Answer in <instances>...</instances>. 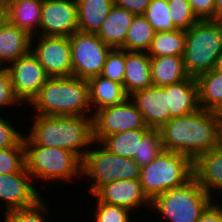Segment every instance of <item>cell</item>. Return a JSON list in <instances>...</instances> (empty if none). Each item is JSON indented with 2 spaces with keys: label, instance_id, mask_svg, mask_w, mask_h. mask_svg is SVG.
Returning <instances> with one entry per match:
<instances>
[{
  "label": "cell",
  "instance_id": "cell-1",
  "mask_svg": "<svg viewBox=\"0 0 222 222\" xmlns=\"http://www.w3.org/2000/svg\"><path fill=\"white\" fill-rule=\"evenodd\" d=\"M159 132L165 151L187 155L194 161L222 144V114L199 109L171 118Z\"/></svg>",
  "mask_w": 222,
  "mask_h": 222
},
{
  "label": "cell",
  "instance_id": "cell-2",
  "mask_svg": "<svg viewBox=\"0 0 222 222\" xmlns=\"http://www.w3.org/2000/svg\"><path fill=\"white\" fill-rule=\"evenodd\" d=\"M32 119L30 132L24 133V146L59 147L83 160L94 142L93 117L34 114Z\"/></svg>",
  "mask_w": 222,
  "mask_h": 222
},
{
  "label": "cell",
  "instance_id": "cell-3",
  "mask_svg": "<svg viewBox=\"0 0 222 222\" xmlns=\"http://www.w3.org/2000/svg\"><path fill=\"white\" fill-rule=\"evenodd\" d=\"M30 105L31 115L93 117L88 82L74 76L49 77Z\"/></svg>",
  "mask_w": 222,
  "mask_h": 222
},
{
  "label": "cell",
  "instance_id": "cell-4",
  "mask_svg": "<svg viewBox=\"0 0 222 222\" xmlns=\"http://www.w3.org/2000/svg\"><path fill=\"white\" fill-rule=\"evenodd\" d=\"M185 37L183 60L188 75L197 78L214 69L222 50V20H199L185 31Z\"/></svg>",
  "mask_w": 222,
  "mask_h": 222
},
{
  "label": "cell",
  "instance_id": "cell-5",
  "mask_svg": "<svg viewBox=\"0 0 222 222\" xmlns=\"http://www.w3.org/2000/svg\"><path fill=\"white\" fill-rule=\"evenodd\" d=\"M25 167L35 180L43 183L74 181L82 177L83 160L72 151L59 147L24 146ZM34 178V179H33ZM49 181V182H48Z\"/></svg>",
  "mask_w": 222,
  "mask_h": 222
},
{
  "label": "cell",
  "instance_id": "cell-6",
  "mask_svg": "<svg viewBox=\"0 0 222 222\" xmlns=\"http://www.w3.org/2000/svg\"><path fill=\"white\" fill-rule=\"evenodd\" d=\"M193 177L191 158L164 150L150 164L141 167L139 180L143 193L152 201L168 189L183 186Z\"/></svg>",
  "mask_w": 222,
  "mask_h": 222
},
{
  "label": "cell",
  "instance_id": "cell-7",
  "mask_svg": "<svg viewBox=\"0 0 222 222\" xmlns=\"http://www.w3.org/2000/svg\"><path fill=\"white\" fill-rule=\"evenodd\" d=\"M92 146L82 163V176L92 181L89 183V194L93 195L104 184L116 180L139 179L141 167L134 159L120 157L98 141H94Z\"/></svg>",
  "mask_w": 222,
  "mask_h": 222
},
{
  "label": "cell",
  "instance_id": "cell-8",
  "mask_svg": "<svg viewBox=\"0 0 222 222\" xmlns=\"http://www.w3.org/2000/svg\"><path fill=\"white\" fill-rule=\"evenodd\" d=\"M213 202L193 177L183 186L168 189L151 201L152 211L166 218L167 222H197Z\"/></svg>",
  "mask_w": 222,
  "mask_h": 222
},
{
  "label": "cell",
  "instance_id": "cell-9",
  "mask_svg": "<svg viewBox=\"0 0 222 222\" xmlns=\"http://www.w3.org/2000/svg\"><path fill=\"white\" fill-rule=\"evenodd\" d=\"M72 57V76L88 80L103 70L112 47L105 44L96 33L77 31L69 36Z\"/></svg>",
  "mask_w": 222,
  "mask_h": 222
},
{
  "label": "cell",
  "instance_id": "cell-10",
  "mask_svg": "<svg viewBox=\"0 0 222 222\" xmlns=\"http://www.w3.org/2000/svg\"><path fill=\"white\" fill-rule=\"evenodd\" d=\"M133 129H150L130 98L93 114V138L102 142L107 136Z\"/></svg>",
  "mask_w": 222,
  "mask_h": 222
},
{
  "label": "cell",
  "instance_id": "cell-11",
  "mask_svg": "<svg viewBox=\"0 0 222 222\" xmlns=\"http://www.w3.org/2000/svg\"><path fill=\"white\" fill-rule=\"evenodd\" d=\"M30 50L36 56L49 77L72 76V57L69 37L35 35L31 37Z\"/></svg>",
  "mask_w": 222,
  "mask_h": 222
},
{
  "label": "cell",
  "instance_id": "cell-12",
  "mask_svg": "<svg viewBox=\"0 0 222 222\" xmlns=\"http://www.w3.org/2000/svg\"><path fill=\"white\" fill-rule=\"evenodd\" d=\"M4 69L9 74L14 94L22 105L30 104L49 78L31 50Z\"/></svg>",
  "mask_w": 222,
  "mask_h": 222
},
{
  "label": "cell",
  "instance_id": "cell-13",
  "mask_svg": "<svg viewBox=\"0 0 222 222\" xmlns=\"http://www.w3.org/2000/svg\"><path fill=\"white\" fill-rule=\"evenodd\" d=\"M79 31L75 0H43L39 35L69 37Z\"/></svg>",
  "mask_w": 222,
  "mask_h": 222
},
{
  "label": "cell",
  "instance_id": "cell-14",
  "mask_svg": "<svg viewBox=\"0 0 222 222\" xmlns=\"http://www.w3.org/2000/svg\"><path fill=\"white\" fill-rule=\"evenodd\" d=\"M32 177L24 167L14 174L0 173V200L5 205V212L33 206L42 194Z\"/></svg>",
  "mask_w": 222,
  "mask_h": 222
},
{
  "label": "cell",
  "instance_id": "cell-15",
  "mask_svg": "<svg viewBox=\"0 0 222 222\" xmlns=\"http://www.w3.org/2000/svg\"><path fill=\"white\" fill-rule=\"evenodd\" d=\"M99 202L117 205L132 212L151 208V201L143 193L139 179L116 180L101 186L94 194ZM145 204V205H144Z\"/></svg>",
  "mask_w": 222,
  "mask_h": 222
},
{
  "label": "cell",
  "instance_id": "cell-16",
  "mask_svg": "<svg viewBox=\"0 0 222 222\" xmlns=\"http://www.w3.org/2000/svg\"><path fill=\"white\" fill-rule=\"evenodd\" d=\"M150 129H160L170 120L165 86H149L129 96Z\"/></svg>",
  "mask_w": 222,
  "mask_h": 222
},
{
  "label": "cell",
  "instance_id": "cell-17",
  "mask_svg": "<svg viewBox=\"0 0 222 222\" xmlns=\"http://www.w3.org/2000/svg\"><path fill=\"white\" fill-rule=\"evenodd\" d=\"M193 172L194 178L213 201L216 199L213 192L222 195V144L199 155L193 161Z\"/></svg>",
  "mask_w": 222,
  "mask_h": 222
},
{
  "label": "cell",
  "instance_id": "cell-18",
  "mask_svg": "<svg viewBox=\"0 0 222 222\" xmlns=\"http://www.w3.org/2000/svg\"><path fill=\"white\" fill-rule=\"evenodd\" d=\"M170 119L198 111L199 87L196 78L189 77L181 82L165 86Z\"/></svg>",
  "mask_w": 222,
  "mask_h": 222
},
{
  "label": "cell",
  "instance_id": "cell-19",
  "mask_svg": "<svg viewBox=\"0 0 222 222\" xmlns=\"http://www.w3.org/2000/svg\"><path fill=\"white\" fill-rule=\"evenodd\" d=\"M150 56L147 52L125 50V77L123 86L128 96L152 86Z\"/></svg>",
  "mask_w": 222,
  "mask_h": 222
},
{
  "label": "cell",
  "instance_id": "cell-20",
  "mask_svg": "<svg viewBox=\"0 0 222 222\" xmlns=\"http://www.w3.org/2000/svg\"><path fill=\"white\" fill-rule=\"evenodd\" d=\"M87 82L93 114L104 107L120 104L129 98L122 84L101 75L91 77Z\"/></svg>",
  "mask_w": 222,
  "mask_h": 222
},
{
  "label": "cell",
  "instance_id": "cell-21",
  "mask_svg": "<svg viewBox=\"0 0 222 222\" xmlns=\"http://www.w3.org/2000/svg\"><path fill=\"white\" fill-rule=\"evenodd\" d=\"M31 37L7 21L0 30V68L27 54L31 49Z\"/></svg>",
  "mask_w": 222,
  "mask_h": 222
},
{
  "label": "cell",
  "instance_id": "cell-22",
  "mask_svg": "<svg viewBox=\"0 0 222 222\" xmlns=\"http://www.w3.org/2000/svg\"><path fill=\"white\" fill-rule=\"evenodd\" d=\"M134 16V14L125 8L113 5L96 34L110 47L121 48L124 45L128 29Z\"/></svg>",
  "mask_w": 222,
  "mask_h": 222
},
{
  "label": "cell",
  "instance_id": "cell-23",
  "mask_svg": "<svg viewBox=\"0 0 222 222\" xmlns=\"http://www.w3.org/2000/svg\"><path fill=\"white\" fill-rule=\"evenodd\" d=\"M152 83L167 86L188 79L183 56L150 57Z\"/></svg>",
  "mask_w": 222,
  "mask_h": 222
},
{
  "label": "cell",
  "instance_id": "cell-24",
  "mask_svg": "<svg viewBox=\"0 0 222 222\" xmlns=\"http://www.w3.org/2000/svg\"><path fill=\"white\" fill-rule=\"evenodd\" d=\"M43 0H24L6 9L7 21L26 31L30 36L39 35Z\"/></svg>",
  "mask_w": 222,
  "mask_h": 222
},
{
  "label": "cell",
  "instance_id": "cell-25",
  "mask_svg": "<svg viewBox=\"0 0 222 222\" xmlns=\"http://www.w3.org/2000/svg\"><path fill=\"white\" fill-rule=\"evenodd\" d=\"M78 27L83 33H97L113 6V0H77Z\"/></svg>",
  "mask_w": 222,
  "mask_h": 222
},
{
  "label": "cell",
  "instance_id": "cell-26",
  "mask_svg": "<svg viewBox=\"0 0 222 222\" xmlns=\"http://www.w3.org/2000/svg\"><path fill=\"white\" fill-rule=\"evenodd\" d=\"M196 80L200 108L222 114V71L214 68L200 74Z\"/></svg>",
  "mask_w": 222,
  "mask_h": 222
},
{
  "label": "cell",
  "instance_id": "cell-27",
  "mask_svg": "<svg viewBox=\"0 0 222 222\" xmlns=\"http://www.w3.org/2000/svg\"><path fill=\"white\" fill-rule=\"evenodd\" d=\"M185 45L184 30L155 32L147 54L150 57L183 56Z\"/></svg>",
  "mask_w": 222,
  "mask_h": 222
},
{
  "label": "cell",
  "instance_id": "cell-28",
  "mask_svg": "<svg viewBox=\"0 0 222 222\" xmlns=\"http://www.w3.org/2000/svg\"><path fill=\"white\" fill-rule=\"evenodd\" d=\"M151 129H133L107 136L101 143L114 154L134 159L139 143Z\"/></svg>",
  "mask_w": 222,
  "mask_h": 222
},
{
  "label": "cell",
  "instance_id": "cell-29",
  "mask_svg": "<svg viewBox=\"0 0 222 222\" xmlns=\"http://www.w3.org/2000/svg\"><path fill=\"white\" fill-rule=\"evenodd\" d=\"M155 32L144 15H135L121 49L126 51L147 52L151 46Z\"/></svg>",
  "mask_w": 222,
  "mask_h": 222
},
{
  "label": "cell",
  "instance_id": "cell-30",
  "mask_svg": "<svg viewBox=\"0 0 222 222\" xmlns=\"http://www.w3.org/2000/svg\"><path fill=\"white\" fill-rule=\"evenodd\" d=\"M163 151L164 146L159 129H151L139 143L138 155H135L134 161L143 167L150 164Z\"/></svg>",
  "mask_w": 222,
  "mask_h": 222
},
{
  "label": "cell",
  "instance_id": "cell-31",
  "mask_svg": "<svg viewBox=\"0 0 222 222\" xmlns=\"http://www.w3.org/2000/svg\"><path fill=\"white\" fill-rule=\"evenodd\" d=\"M167 0H151L144 14L156 32L176 30Z\"/></svg>",
  "mask_w": 222,
  "mask_h": 222
},
{
  "label": "cell",
  "instance_id": "cell-32",
  "mask_svg": "<svg viewBox=\"0 0 222 222\" xmlns=\"http://www.w3.org/2000/svg\"><path fill=\"white\" fill-rule=\"evenodd\" d=\"M50 212L44 198L39 199L33 206L21 209H14L4 214L2 222H49L45 217ZM46 212V213H44Z\"/></svg>",
  "mask_w": 222,
  "mask_h": 222
},
{
  "label": "cell",
  "instance_id": "cell-33",
  "mask_svg": "<svg viewBox=\"0 0 222 222\" xmlns=\"http://www.w3.org/2000/svg\"><path fill=\"white\" fill-rule=\"evenodd\" d=\"M25 167L23 139L14 147L0 149V173L14 174Z\"/></svg>",
  "mask_w": 222,
  "mask_h": 222
},
{
  "label": "cell",
  "instance_id": "cell-34",
  "mask_svg": "<svg viewBox=\"0 0 222 222\" xmlns=\"http://www.w3.org/2000/svg\"><path fill=\"white\" fill-rule=\"evenodd\" d=\"M167 3L170 8L171 19L176 29L187 31L199 21L192 12L188 0H167Z\"/></svg>",
  "mask_w": 222,
  "mask_h": 222
},
{
  "label": "cell",
  "instance_id": "cell-35",
  "mask_svg": "<svg viewBox=\"0 0 222 222\" xmlns=\"http://www.w3.org/2000/svg\"><path fill=\"white\" fill-rule=\"evenodd\" d=\"M101 76L123 85L125 77V50L112 48L107 55Z\"/></svg>",
  "mask_w": 222,
  "mask_h": 222
},
{
  "label": "cell",
  "instance_id": "cell-36",
  "mask_svg": "<svg viewBox=\"0 0 222 222\" xmlns=\"http://www.w3.org/2000/svg\"><path fill=\"white\" fill-rule=\"evenodd\" d=\"M95 200L94 222H133L132 211L117 205L99 202L97 199Z\"/></svg>",
  "mask_w": 222,
  "mask_h": 222
},
{
  "label": "cell",
  "instance_id": "cell-37",
  "mask_svg": "<svg viewBox=\"0 0 222 222\" xmlns=\"http://www.w3.org/2000/svg\"><path fill=\"white\" fill-rule=\"evenodd\" d=\"M1 113V112H0ZM24 137L22 130H18L16 125L4 118L0 114V149L16 146Z\"/></svg>",
  "mask_w": 222,
  "mask_h": 222
},
{
  "label": "cell",
  "instance_id": "cell-38",
  "mask_svg": "<svg viewBox=\"0 0 222 222\" xmlns=\"http://www.w3.org/2000/svg\"><path fill=\"white\" fill-rule=\"evenodd\" d=\"M19 104L22 105L14 94L9 74L4 68H0V110Z\"/></svg>",
  "mask_w": 222,
  "mask_h": 222
},
{
  "label": "cell",
  "instance_id": "cell-39",
  "mask_svg": "<svg viewBox=\"0 0 222 222\" xmlns=\"http://www.w3.org/2000/svg\"><path fill=\"white\" fill-rule=\"evenodd\" d=\"M199 20L215 19V0H188Z\"/></svg>",
  "mask_w": 222,
  "mask_h": 222
},
{
  "label": "cell",
  "instance_id": "cell-40",
  "mask_svg": "<svg viewBox=\"0 0 222 222\" xmlns=\"http://www.w3.org/2000/svg\"><path fill=\"white\" fill-rule=\"evenodd\" d=\"M151 0H113V5L125 8L134 15H144Z\"/></svg>",
  "mask_w": 222,
  "mask_h": 222
},
{
  "label": "cell",
  "instance_id": "cell-41",
  "mask_svg": "<svg viewBox=\"0 0 222 222\" xmlns=\"http://www.w3.org/2000/svg\"><path fill=\"white\" fill-rule=\"evenodd\" d=\"M217 201L218 200L213 201L205 209L197 222H222V202H220V200Z\"/></svg>",
  "mask_w": 222,
  "mask_h": 222
},
{
  "label": "cell",
  "instance_id": "cell-42",
  "mask_svg": "<svg viewBox=\"0 0 222 222\" xmlns=\"http://www.w3.org/2000/svg\"><path fill=\"white\" fill-rule=\"evenodd\" d=\"M215 19L222 20V0H215Z\"/></svg>",
  "mask_w": 222,
  "mask_h": 222
},
{
  "label": "cell",
  "instance_id": "cell-43",
  "mask_svg": "<svg viewBox=\"0 0 222 222\" xmlns=\"http://www.w3.org/2000/svg\"><path fill=\"white\" fill-rule=\"evenodd\" d=\"M7 22V13L6 10L1 6L0 7V30L4 26V24Z\"/></svg>",
  "mask_w": 222,
  "mask_h": 222
},
{
  "label": "cell",
  "instance_id": "cell-44",
  "mask_svg": "<svg viewBox=\"0 0 222 222\" xmlns=\"http://www.w3.org/2000/svg\"><path fill=\"white\" fill-rule=\"evenodd\" d=\"M24 0H0L1 6L6 10L10 5L20 3Z\"/></svg>",
  "mask_w": 222,
  "mask_h": 222
},
{
  "label": "cell",
  "instance_id": "cell-45",
  "mask_svg": "<svg viewBox=\"0 0 222 222\" xmlns=\"http://www.w3.org/2000/svg\"><path fill=\"white\" fill-rule=\"evenodd\" d=\"M215 68L222 71V50L218 54V58H217V62H216Z\"/></svg>",
  "mask_w": 222,
  "mask_h": 222
}]
</instances>
